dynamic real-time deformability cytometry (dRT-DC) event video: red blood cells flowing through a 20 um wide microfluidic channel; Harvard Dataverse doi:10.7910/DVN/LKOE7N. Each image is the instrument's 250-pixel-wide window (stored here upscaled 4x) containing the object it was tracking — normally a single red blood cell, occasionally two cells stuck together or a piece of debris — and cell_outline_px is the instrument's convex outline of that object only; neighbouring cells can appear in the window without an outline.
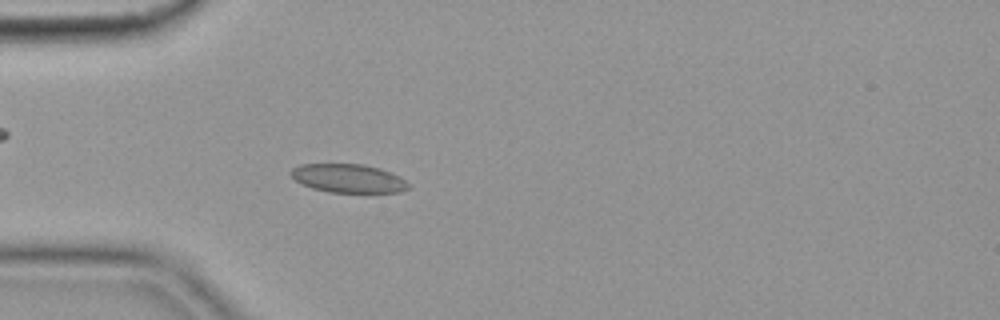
{"species": "common noctule bat (a hibernating species)", "species_latin": "Nyctalus noctula", "temperature_condition": "cold", "stored_images_in_passage": 56, "camera_frame_rate_fps": 3000, "um_per_image_px": 0.085, "animal": {"sex": "female", "body_mass_g": 19.9}, "frame": {"image": 1, "passage_image": 16, "time_ms": 5.0, "image_size_px": [1000, 320], "cell_outline_px": [[408, 188], [400, 192], [328, 192], [312, 188], [300, 184], [288, 172], [292, 168], [300, 164], [364, 164], [380, 168], [400, 176], [408, 184]], "centroid_in_image_um": [29.57, 15.15], "position_along_channel_um": 55.4, "area_um2": 19.59}}
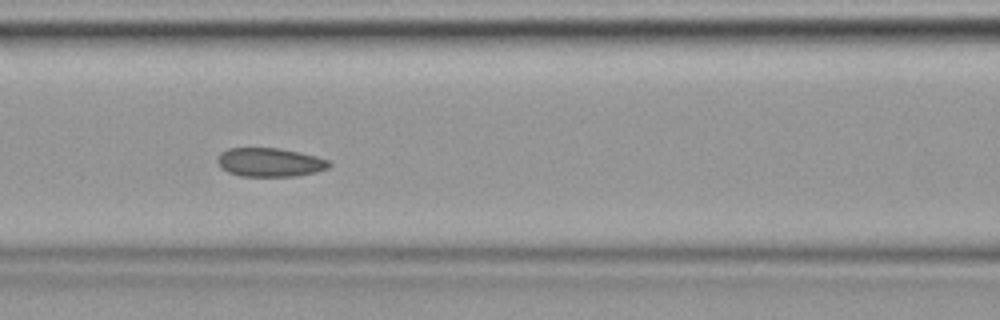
{"frame": {"image": 2, "passage_image": 24, "time_ms": 7.667, "image_size_px": [1000, 320], "cell_outline_px": [[332, 164], [328, 168], [316, 172], [296, 176], [240, 176], [228, 172], [220, 168], [216, 160], [220, 152], [228, 148], [280, 148], [300, 152], [316, 156], [328, 160]], "centroid_in_image_um": [22.92, 13.79], "position_along_channel_um": 143.7, "area_um2": 18.9}}
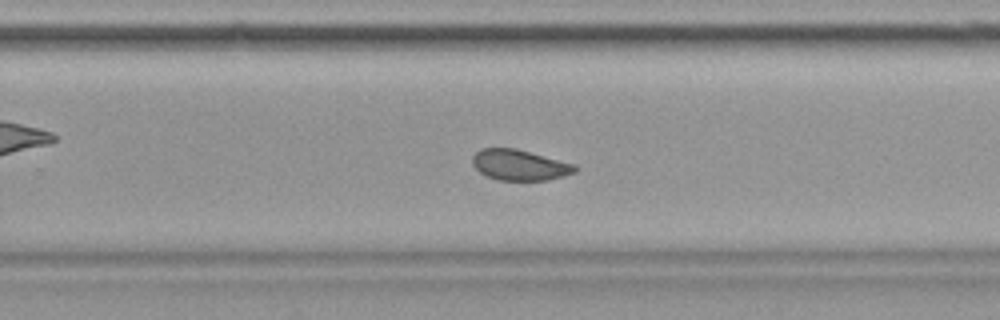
{"frame": {"image": 3, "passage_image": 36, "time_ms": 11.667, "image_size_px": [1000, 320], "cell_outline_px": [[576, 172], [564, 176], [548, 180], [496, 180], [480, 172], [472, 164], [472, 156], [480, 148], [516, 148], [576, 164]], "centroid_in_image_um": [44.17, 14.02], "position_along_channel_um": 285.6, "area_um2": 18.44}, "authors_computed_cell_mechanics": {"area_um2": 19.7965, "velocity_mm_per_s": 3.5649, "shape_relaxation_time_tau1_ms": null, "shape_relaxation_time_tau2_ms": 2.4816, "deformation_change_tau1": null, "deformation_change_tau2": 0.0464}}